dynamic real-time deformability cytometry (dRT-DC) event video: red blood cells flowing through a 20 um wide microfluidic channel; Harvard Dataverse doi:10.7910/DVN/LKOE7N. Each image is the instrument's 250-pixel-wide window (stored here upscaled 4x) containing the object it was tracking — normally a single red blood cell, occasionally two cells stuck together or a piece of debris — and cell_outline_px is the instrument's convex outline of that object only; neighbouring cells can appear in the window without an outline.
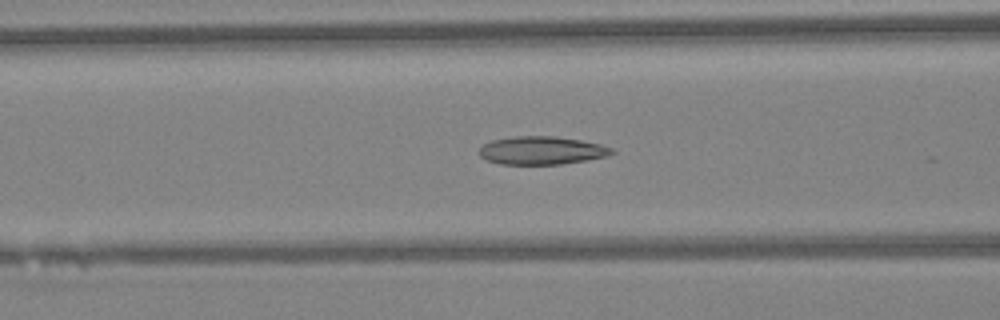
{"species": "Egyptian fruit bat (a non-hibernating species)", "species_latin": "Rousettus aegyptiacus", "temperature_condition": "warm", "stored_images_in_passage": 47, "camera_frame_rate_fps": 3000, "um_per_image_px": 0.085, "animal": {"sex": "female"}, "frame": {"image": 1, "passage_image": 19, "time_ms": 6.0, "image_size_px": [1000, 320], "cell_outline_px": [[616, 152], [608, 156], [588, 160], [560, 164], [500, 164], [484, 160], [480, 156], [480, 148], [484, 144], [492, 140], [516, 136], [556, 136], [580, 140], [600, 144], [612, 148]], "centroid_in_image_um": [46.05, 12.79], "position_along_channel_um": 120.5, "area_um2": 21.79}}
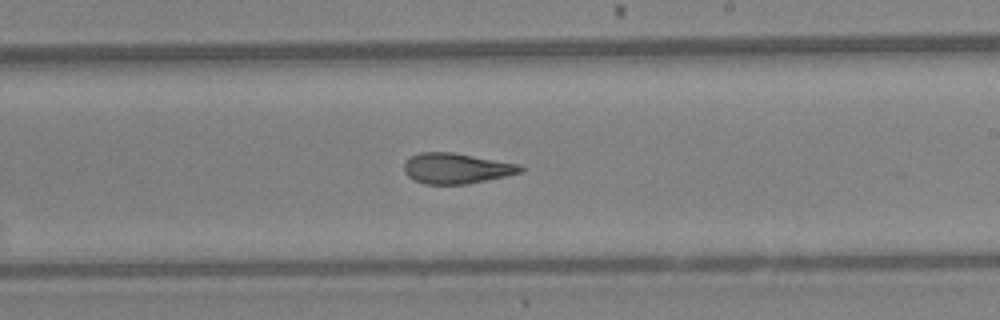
{"frame": {"image": 2, "passage_image": 28, "time_ms": 9.0, "image_size_px": [1000, 320], "cell_outline_px": [[524, 172], [464, 184], [424, 184], [408, 176], [404, 172], [404, 164], [412, 156], [420, 152], [452, 152], [520, 164], [524, 168]], "centroid_in_image_um": [38.8, 14.3], "position_along_channel_um": 250.2, "area_um2": 20.46}}
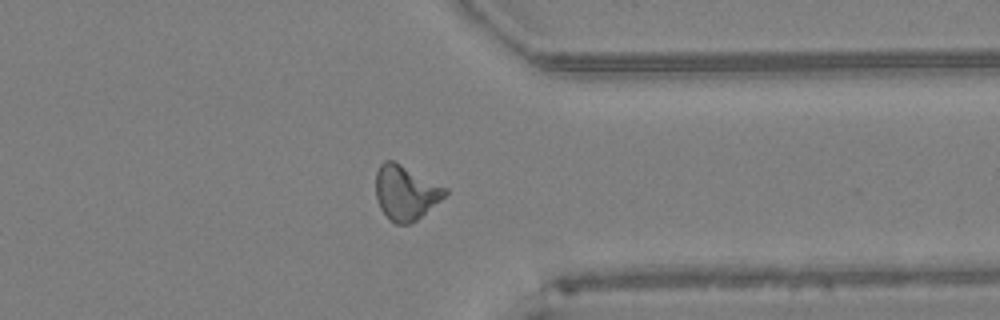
{"frame": {"image": 3, "passage_image": 37, "time_ms": 12.0, "image_size_px": [1000, 320], "cell_outline_px": [[448, 192], [440, 200], [416, 220], [408, 224], [396, 224], [380, 208], [376, 196], [376, 172], [380, 164], [384, 160], [392, 160], [448, 188]], "centroid_in_image_um": [34.47, 16.35], "position_along_channel_um": 376.9, "area_um2": 21.62}, "authors_computed_cell_mechanics": {"area_um2": 21.3282, "velocity_mm_per_s": 4.3517, "shape_relaxation_time_tau1_ms": null, "shape_relaxation_time_tau2_ms": 2.6613, "deformation_change_tau1": null, "deformation_change_tau2": 0.1148}}